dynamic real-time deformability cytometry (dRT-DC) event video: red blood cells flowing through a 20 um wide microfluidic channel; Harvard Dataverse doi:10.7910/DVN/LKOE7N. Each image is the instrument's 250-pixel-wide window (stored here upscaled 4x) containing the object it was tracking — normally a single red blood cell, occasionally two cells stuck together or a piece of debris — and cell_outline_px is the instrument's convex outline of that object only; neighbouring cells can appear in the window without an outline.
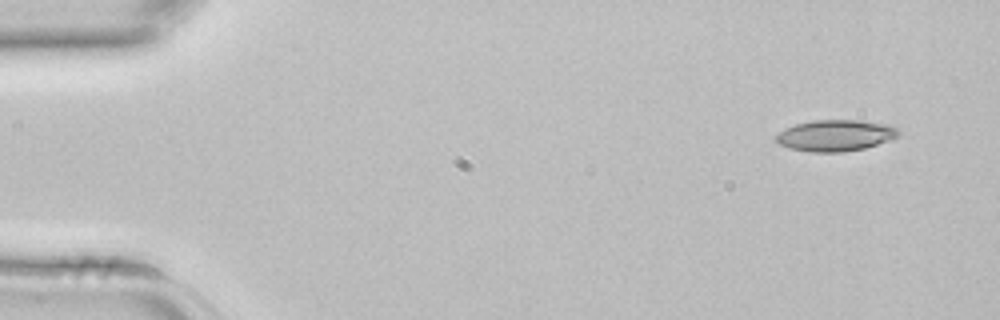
{"species": "common noctule bat (a hibernating species)", "species_latin": "Nyctalus noctula", "temperature_condition": "room temperature", "stored_images_in_passage": 2, "camera_frame_rate_fps": 3000, "um_per_image_px": 0.085, "animal": {"sex": "female", "body_mass_g": 22.7, "forearm_length_mm": 54.2}, "frame": {"image": 1, "passage_image": 1, "time_ms": 0.0, "image_size_px": [1000, 320], "cell_outline_px": [[900, 132], [896, 136], [888, 140], [864, 148], [844, 152], [808, 152], [788, 148], [780, 144], [776, 140], [776, 136], [784, 128], [796, 124], [812, 120], [860, 120], [892, 124], [900, 128]], "centroid_in_image_um": [71.03, 11.5], "position_along_channel_um": 14.0, "area_um2": 22.48}}